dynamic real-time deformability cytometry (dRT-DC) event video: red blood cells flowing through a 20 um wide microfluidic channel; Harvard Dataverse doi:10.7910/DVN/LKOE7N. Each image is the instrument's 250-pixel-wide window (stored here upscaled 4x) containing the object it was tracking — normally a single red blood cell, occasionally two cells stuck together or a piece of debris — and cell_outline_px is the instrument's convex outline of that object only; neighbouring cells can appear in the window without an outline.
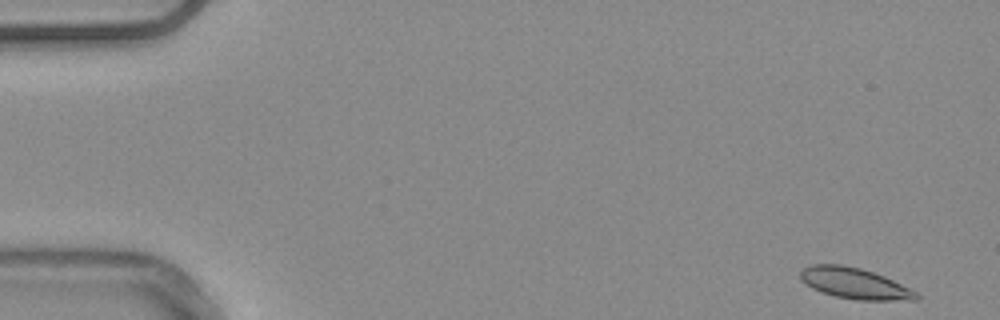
{"species": "common noctule bat (a hibernating species)", "species_latin": "Nyctalus noctula", "temperature_condition": "warm", "stored_images_in_passage": 53, "camera_frame_rate_fps": 3000, "um_per_image_px": 0.085, "animal": {"sex": "male", "body_mass_g": 20.4}, "frame": {"image": 1, "passage_image": 1, "time_ms": 0.0, "image_size_px": [1000, 320], "cell_outline_px": [[920, 296], [916, 300], [856, 300], [836, 296], [820, 292], [812, 288], [800, 280], [800, 272], [808, 264], [840, 264], [860, 268], [884, 276], [916, 292]], "centroid_in_image_um": [72.59, 24.08], "position_along_channel_um": 12.4, "area_um2": 20.81}}
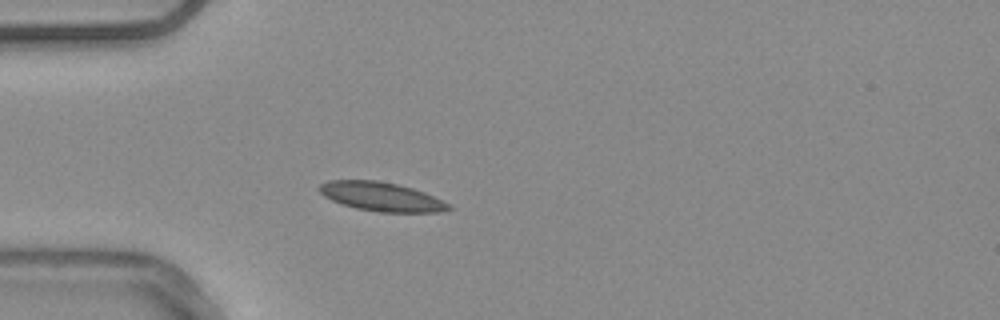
{"frame": {"image": 2, "passage_image": 14, "time_ms": 4.333, "image_size_px": [1000, 320], "cell_outline_px": [[452, 208], [440, 212], [380, 212], [356, 208], [332, 200], [324, 196], [316, 188], [320, 184], [328, 180], [376, 180], [396, 184], [412, 188], [424, 192], [448, 204]], "centroid_in_image_um": [32.37, 16.71], "position_along_channel_um": 52.6, "area_um2": 21.56}}
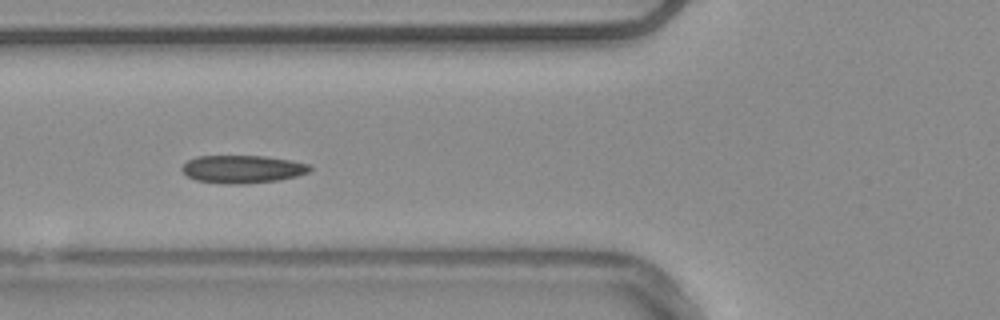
{"frame": {"image": 3, "passage_image": 19, "time_ms": 6.0, "image_size_px": [1000, 320], "cell_outline_px": [[312, 168], [308, 172], [296, 176], [280, 180], [244, 184], [224, 184], [196, 180], [188, 176], [180, 168], [188, 160], [196, 156], [264, 156], [292, 160], [312, 164]], "centroid_in_image_um": [20.64, 14.37], "position_along_channel_um": 105.2, "area_um2": 20.92}, "authors_computed_cell_mechanics": {"area_um2": 20.0566, "velocity_mm_per_s": 3.7372, "shape_relaxation_time_tau1_ms": 3.832, "shape_relaxation_time_tau2_ms": 1.2559, "deformation_change_tau1": 0.1118, "deformation_change_tau2": 0.0607}}